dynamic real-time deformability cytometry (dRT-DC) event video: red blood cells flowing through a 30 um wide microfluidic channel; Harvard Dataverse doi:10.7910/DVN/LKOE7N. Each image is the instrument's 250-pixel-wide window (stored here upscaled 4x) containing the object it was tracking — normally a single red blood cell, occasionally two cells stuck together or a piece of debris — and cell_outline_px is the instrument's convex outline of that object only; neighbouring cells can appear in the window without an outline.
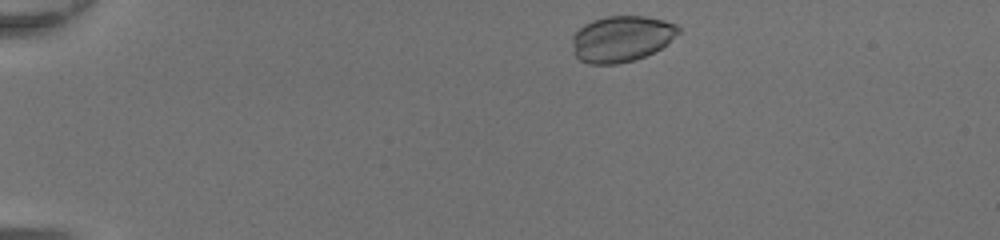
{"species": "common noctule bat (a hibernating species)", "species_latin": "Nyctalus noctula", "temperature_condition": "room temperature", "stored_images_in_passage": 41, "camera_frame_rate_fps": 3000, "um_per_image_px": 0.085, "animal": {"sex": "female", "body_mass_g": 20.0, "forearm_length_mm": 54.0}, "frame": {"image": 1, "passage_image": 2, "time_ms": 0.333, "image_size_px": [1000, 240], "cell_outline_px": [[680, 32], [668, 44], [644, 56], [632, 60], [616, 64], [588, 64], [580, 60], [572, 52], [572, 36], [584, 24], [592, 20], [608, 16], [644, 16], [664, 20], [676, 24], [680, 28]], "centroid_in_image_um": [52.82, 3.29], "position_along_channel_um": 32.2, "area_um2": 28.55}}
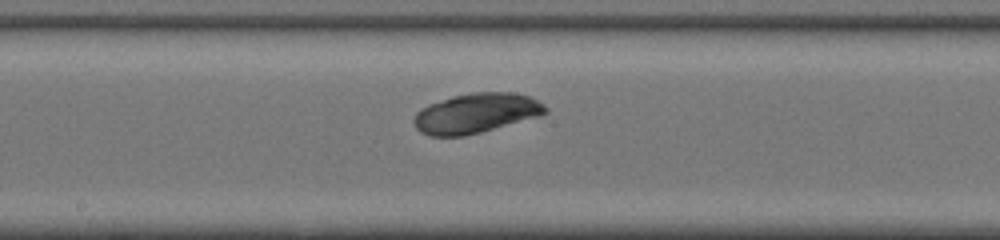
{"frame": {"image": 2, "passage_image": 20, "time_ms": 6.333, "image_size_px": [1000, 240], "cell_outline_px": [[548, 112], [540, 116], [480, 132], [464, 136], [428, 136], [420, 132], [416, 128], [412, 120], [416, 112], [420, 108], [428, 104], [452, 96], [472, 92], [512, 92], [528, 96], [544, 104], [548, 108]], "centroid_in_image_um": [40.43, 9.62], "position_along_channel_um": 207.8, "area_um2": 30.63}}
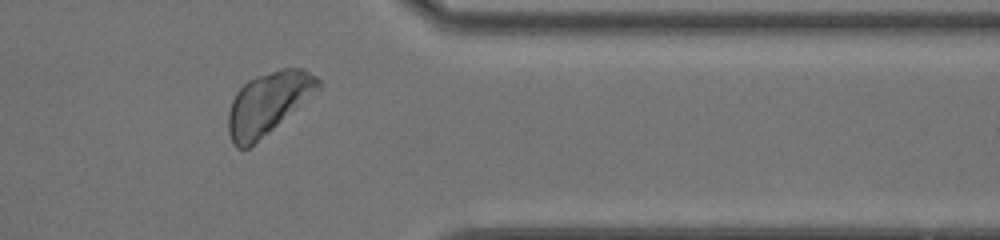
{"frame": {"image": 3, "passage_image": 33, "time_ms": 10.667, "image_size_px": [1000, 240], "cell_outline_px": [[324, 84], [320, 88], [268, 132], [248, 148], [236, 148], [232, 144], [228, 132], [228, 112], [232, 100], [236, 92], [248, 80], [256, 76], [280, 68], [304, 68], [316, 76]], "centroid_in_image_um": [22.77, 8.75], "position_along_channel_um": 388.6, "area_um2": 32.14}}